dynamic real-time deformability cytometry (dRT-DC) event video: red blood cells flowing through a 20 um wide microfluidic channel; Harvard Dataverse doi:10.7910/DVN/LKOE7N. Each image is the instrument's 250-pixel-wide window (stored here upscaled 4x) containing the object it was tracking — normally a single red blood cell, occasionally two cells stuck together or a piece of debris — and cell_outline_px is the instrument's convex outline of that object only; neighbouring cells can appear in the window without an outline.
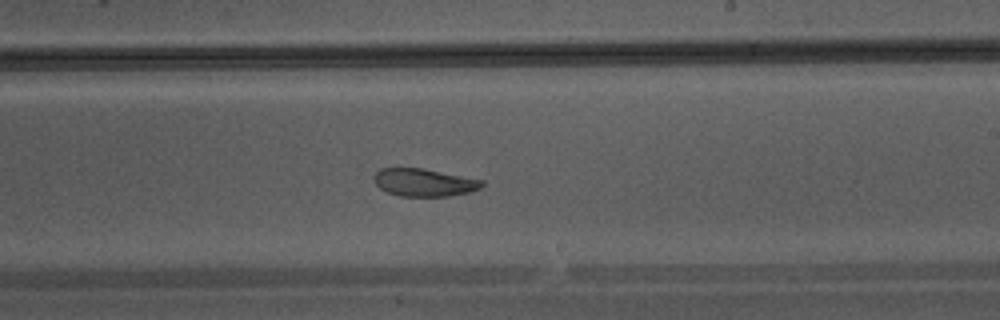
{"species": "Egyptian fruit bat (a non-hibernating species)", "species_latin": "Rousettus aegyptiacus", "temperature_condition": "warm", "stored_images_in_passage": 35, "camera_frame_rate_fps": 3000, "um_per_image_px": 0.085, "animal": {"sex": "male"}, "frame": {"image": 1, "passage_image": 16, "time_ms": 5.0, "image_size_px": [1000, 320], "cell_outline_px": [[484, 184], [480, 188], [468, 192], [448, 196], [400, 196], [388, 192], [380, 188], [376, 184], [372, 176], [380, 168], [424, 168], [484, 180]], "centroid_in_image_um": [36.04, 15.5], "position_along_channel_um": 253.0, "area_um2": 17.46}}